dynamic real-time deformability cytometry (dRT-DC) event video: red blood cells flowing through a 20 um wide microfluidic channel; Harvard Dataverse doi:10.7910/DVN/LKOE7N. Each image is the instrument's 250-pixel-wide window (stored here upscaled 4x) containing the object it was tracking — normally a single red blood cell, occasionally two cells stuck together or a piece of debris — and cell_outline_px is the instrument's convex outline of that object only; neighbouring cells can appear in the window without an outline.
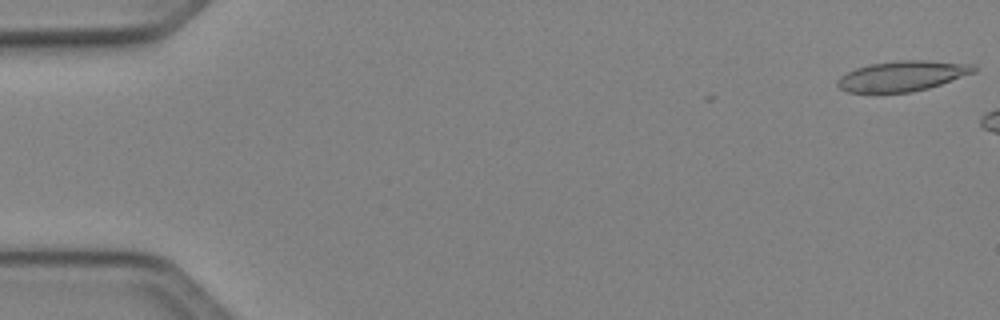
{"species": "Egyptian fruit bat (a non-hibernating species)", "species_latin": "Rousettus aegyptiacus", "temperature_condition": "cold", "stored_images_in_passage": 6, "camera_frame_rate_fps": 3000, "um_per_image_px": 0.085, "animal": {"sex": "female"}, "frame": {"image": 1, "passage_image": 1, "time_ms": 0.0, "image_size_px": [1000, 320], "cell_outline_px": [[980, 68], [976, 72], [928, 88], [912, 92], [848, 92], [840, 88], [836, 84], [836, 80], [840, 76], [856, 68], [868, 64], [896, 60], [928, 60], [976, 64]], "centroid_in_image_um": [76.75, 6.44], "position_along_channel_um": 8.3, "area_um2": 24.28}}